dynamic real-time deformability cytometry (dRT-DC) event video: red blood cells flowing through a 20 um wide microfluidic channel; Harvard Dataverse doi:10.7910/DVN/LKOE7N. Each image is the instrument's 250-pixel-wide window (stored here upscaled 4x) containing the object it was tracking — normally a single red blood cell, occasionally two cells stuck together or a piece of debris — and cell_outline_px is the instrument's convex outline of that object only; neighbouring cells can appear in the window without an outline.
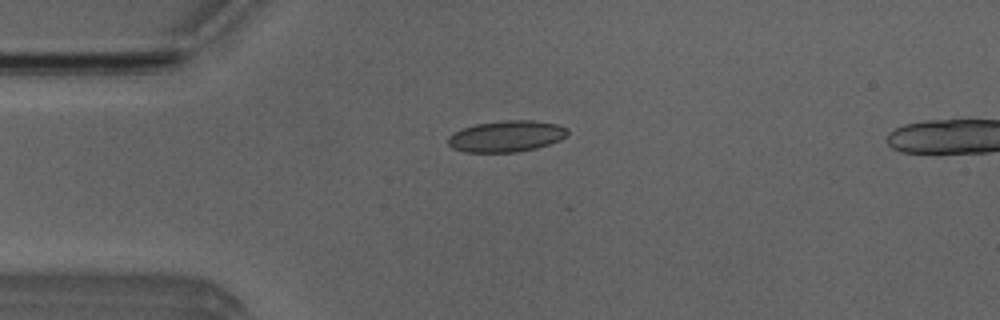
{"species": "Egyptian fruit bat (a non-hibernating species)", "species_latin": "Rousettus aegyptiacus", "temperature_condition": "room temperature", "stored_images_in_passage": 5, "camera_frame_rate_fps": 3000, "um_per_image_px": 0.085, "animal": {"sex": "male"}, "frame": {"image": 1, "passage_image": 3, "time_ms": 0.667, "image_size_px": [1000, 320], "cell_outline_px": [[568, 132], [560, 140], [536, 148], [516, 152], [464, 152], [452, 148], [448, 144], [448, 136], [460, 128], [476, 124], [504, 120], [532, 120], [556, 124], [568, 128]], "centroid_in_image_um": [43.0, 11.58], "position_along_channel_um": 42.0, "area_um2": 21.79}}